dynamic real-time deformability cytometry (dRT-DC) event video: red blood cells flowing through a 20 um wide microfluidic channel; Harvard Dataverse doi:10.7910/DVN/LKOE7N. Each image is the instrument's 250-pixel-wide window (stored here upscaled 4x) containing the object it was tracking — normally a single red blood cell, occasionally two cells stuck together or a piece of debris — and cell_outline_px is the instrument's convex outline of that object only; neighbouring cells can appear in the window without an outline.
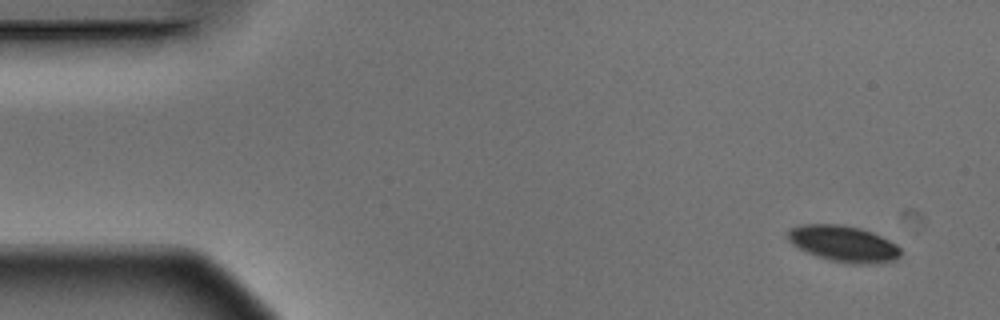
{"species": "Egyptian fruit bat (a non-hibernating species)", "species_latin": "Rousettus aegyptiacus", "temperature_condition": "warm", "stored_images_in_passage": 4, "camera_frame_rate_fps": 3000, "um_per_image_px": 0.085, "animal": {"sex": "male"}, "frame": {"image": 1, "passage_image": 1, "time_ms": 0.0, "image_size_px": [1000, 320], "cell_outline_px": [[904, 252], [896, 260], [880, 264], [848, 264], [828, 260], [816, 256], [792, 244], [788, 240], [788, 228], [800, 224], [840, 224], [860, 228], [872, 232], [896, 244]], "centroid_in_image_um": [71.72, 20.73], "position_along_channel_um": 13.3, "area_um2": 24.16}}